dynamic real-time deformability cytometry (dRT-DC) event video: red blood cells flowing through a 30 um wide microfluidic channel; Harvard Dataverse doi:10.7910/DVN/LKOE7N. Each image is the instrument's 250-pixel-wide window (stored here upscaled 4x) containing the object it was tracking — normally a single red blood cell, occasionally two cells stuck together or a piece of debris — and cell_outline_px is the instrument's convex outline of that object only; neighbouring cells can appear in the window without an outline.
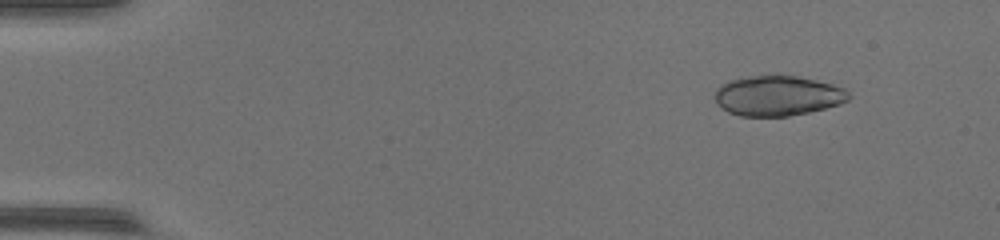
{"species": "common noctule bat (a hibernating species)", "species_latin": "Nyctalus noctula", "temperature_condition": "warm", "stored_images_in_passage": 43, "segment_of_instrument_passage": [1, 2], "camera_frame_rate_fps": 3000, "um_per_image_px": 0.085, "animal": {"sex": "female", "body_mass_g": 17.0, "forearm_length_mm": 48.0}, "frame": {"image": 1, "passage_image": 1, "time_ms": 0.0, "image_size_px": [1000, 240], "cell_outline_px": [[852, 96], [848, 100], [840, 104], [808, 112], [788, 116], [740, 116], [728, 112], [716, 104], [716, 88], [720, 84], [728, 80], [748, 76], [796, 76], [816, 80], [832, 84], [844, 88]], "centroid_in_image_um": [66.09, 8.14], "position_along_channel_um": 18.9, "area_um2": 31.27}}
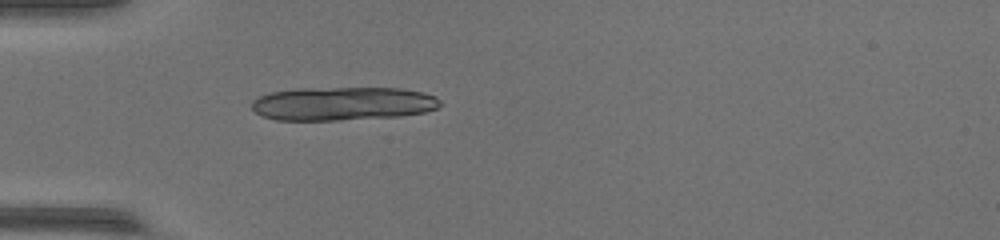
{"frame": {"image": 2, "passage_image": 11, "time_ms": 3.333, "image_size_px": [1000, 240], "cell_outline_px": [[440, 104], [436, 108], [424, 112], [396, 116], [336, 120], [276, 120], [264, 116], [256, 112], [252, 108], [252, 100], [260, 96], [272, 92], [296, 88], [400, 88], [424, 92], [436, 96], [440, 100]], "centroid_in_image_um": [29.12, 8.8], "position_along_channel_um": 55.9, "area_um2": 36.7}}